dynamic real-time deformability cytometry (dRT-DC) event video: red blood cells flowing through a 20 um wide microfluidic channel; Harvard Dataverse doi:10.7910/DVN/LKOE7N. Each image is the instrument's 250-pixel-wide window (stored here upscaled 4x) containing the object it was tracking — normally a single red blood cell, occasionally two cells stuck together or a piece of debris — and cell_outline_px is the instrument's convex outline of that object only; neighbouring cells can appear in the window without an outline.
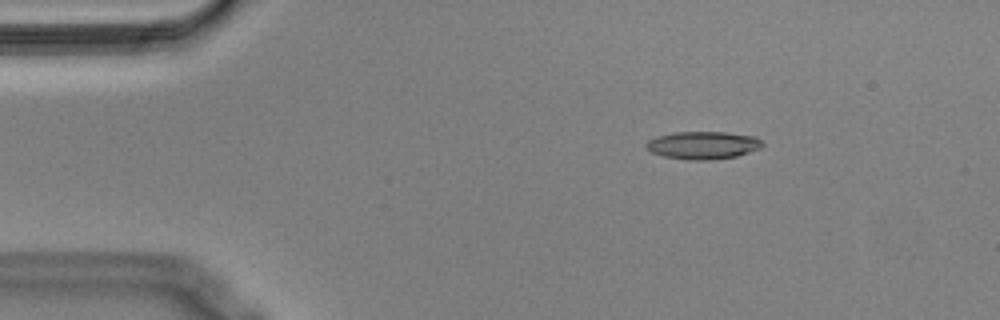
{"species": "Egyptian fruit bat (a non-hibernating species)", "species_latin": "Rousettus aegyptiacus", "temperature_condition": "cold", "stored_images_in_passage": 56, "camera_frame_rate_fps": 3000, "um_per_image_px": 0.085, "animal": {"sex": "male"}, "frame": {"image": 1, "passage_image": 9, "time_ms": 2.667, "image_size_px": [1000, 320], "cell_outline_px": [[764, 144], [760, 148], [736, 156], [708, 160], [688, 160], [664, 156], [652, 152], [644, 148], [644, 144], [648, 140], [656, 136], [676, 132], [724, 132], [756, 136]], "centroid_in_image_um": [59.72, 12.34], "position_along_channel_um": 25.3, "area_um2": 18.79}}
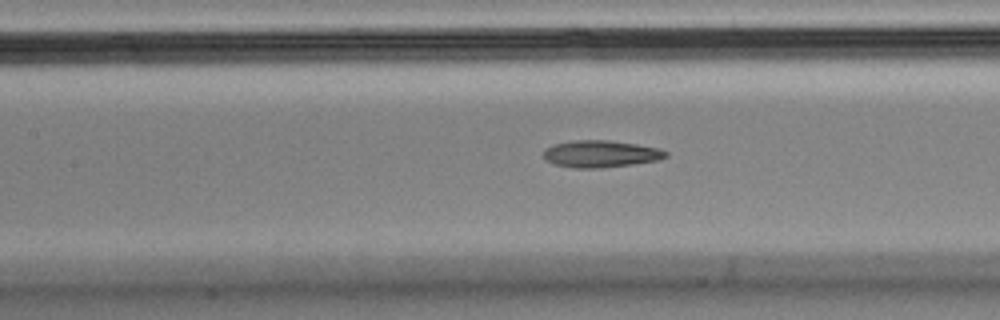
{"frame": {"image": 2, "passage_image": 25, "time_ms": 8.0, "image_size_px": [1000, 320], "cell_outline_px": [[668, 156], [656, 160], [632, 164], [600, 168], [576, 168], [552, 164], [544, 156], [544, 148], [552, 144], [572, 140], [608, 140], [636, 144], [656, 148], [668, 152]], "centroid_in_image_um": [51.01, 13.07], "position_along_channel_um": 156.4, "area_um2": 19.13}}
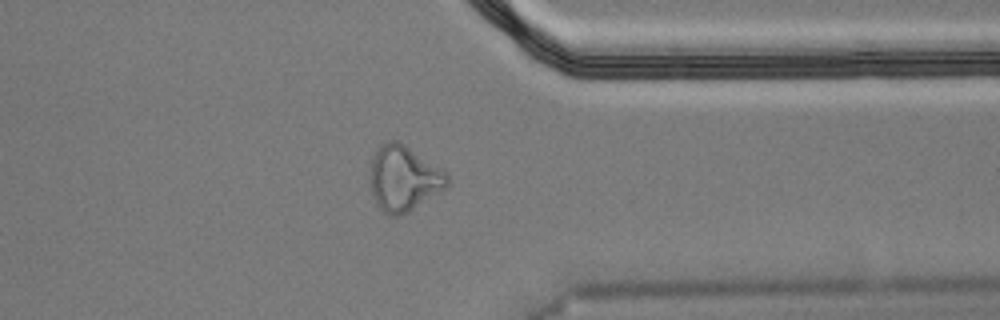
{"frame": {"image": 3, "passage_image": 44, "time_ms": 14.333, "image_size_px": [1000, 320], "cell_outline_px": [[448, 184], [444, 188], [408, 212], [396, 216], [388, 216], [376, 204], [372, 196], [368, 180], [372, 156], [376, 148], [380, 144], [388, 140], [396, 140], [404, 144], [448, 172]], "centroid_in_image_um": [34.25, 15.14], "position_along_channel_um": 377.1, "area_um2": 29.65}, "authors_computed_cell_mechanics": {"area_um2": 19.074, "velocity_mm_per_s": 3.5928, "shape_relaxation_time_tau1_ms": null, "shape_relaxation_time_tau2_ms": 6.6185, "deformation_change_tau1": null, "deformation_change_tau2": 0.1649}}